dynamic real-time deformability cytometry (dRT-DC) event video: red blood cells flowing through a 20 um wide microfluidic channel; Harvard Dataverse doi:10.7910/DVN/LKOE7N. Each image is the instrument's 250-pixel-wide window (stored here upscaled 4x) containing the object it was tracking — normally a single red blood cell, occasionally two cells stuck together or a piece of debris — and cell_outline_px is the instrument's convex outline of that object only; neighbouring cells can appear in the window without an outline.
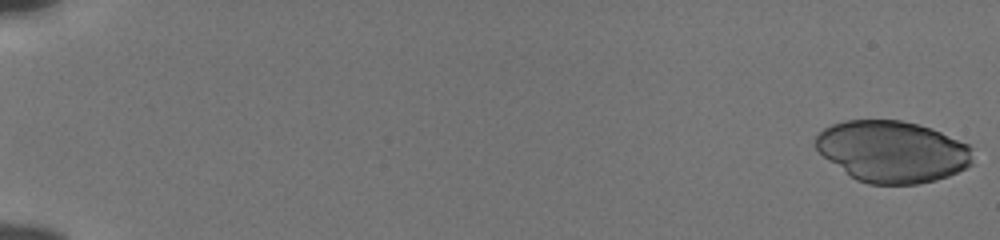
{"species": "human", "species_latin": "Homo sapiens", "temperature_condition": "cold", "stored_images_in_passage": 55, "camera_frame_rate_fps": 3000, "um_per_image_px": 0.085, "donor": {"sex": "male"}, "frame": {"image": 1, "passage_image": 1, "time_ms": 0.0, "image_size_px": [1000, 240], "cell_outline_px": [[972, 164], [948, 176], [936, 180], [916, 184], [868, 184], [856, 180], [828, 160], [816, 148], [816, 136], [824, 128], [832, 124], [844, 120], [900, 120], [932, 128], [968, 144], [972, 148]], "centroid_in_image_um": [75.85, 12.88], "position_along_channel_um": 9.1, "area_um2": 56.24}}